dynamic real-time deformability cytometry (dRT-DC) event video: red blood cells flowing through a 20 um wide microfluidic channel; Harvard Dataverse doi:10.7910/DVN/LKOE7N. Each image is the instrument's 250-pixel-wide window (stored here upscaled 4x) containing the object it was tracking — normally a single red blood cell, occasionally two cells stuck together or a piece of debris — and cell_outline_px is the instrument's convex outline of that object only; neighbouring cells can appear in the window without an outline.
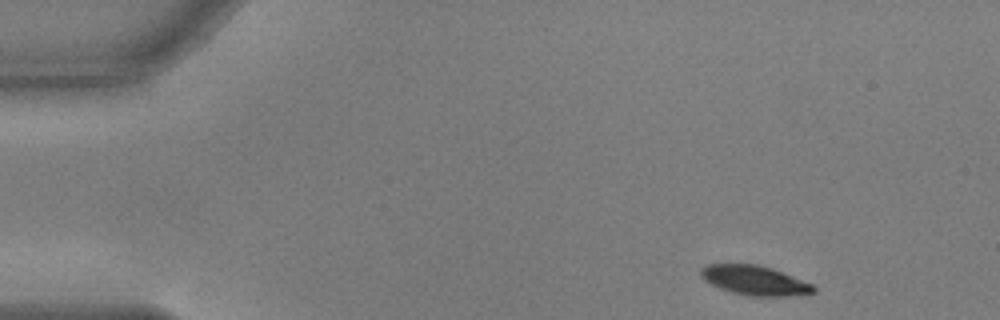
{"species": "common noctule bat (a hibernating species)", "species_latin": "Nyctalus noctula", "temperature_condition": "warm", "stored_images_in_passage": 50, "camera_frame_rate_fps": 3000, "um_per_image_px": 0.085, "animal": {"sex": "male", "body_mass_g": 17.9, "forearm_length_mm": 54.2}, "frame": {"image": 1, "passage_image": 1, "time_ms": 0.0, "image_size_px": [1000, 320], "cell_outline_px": [[816, 292], [788, 296], [752, 296], [732, 292], [720, 288], [704, 280], [700, 276], [700, 268], [708, 264], [756, 264], [772, 268], [812, 284], [816, 288]], "centroid_in_image_um": [64.13, 23.83], "position_along_channel_um": 20.9, "area_um2": 19.25}}
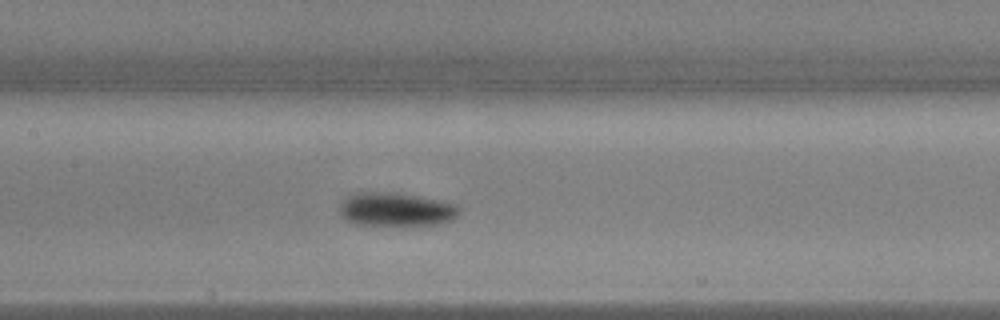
{"frame": {"image": 2, "passage_image": 21, "time_ms": 6.667, "image_size_px": [1000, 320], "cell_outline_px": [[460, 212], [452, 220], [440, 224], [356, 224], [344, 220], [340, 216], [340, 204], [348, 196], [356, 192], [396, 192], [456, 204], [460, 208]], "centroid_in_image_um": [33.63, 17.79], "position_along_channel_um": 173.8, "area_um2": 23.18}}
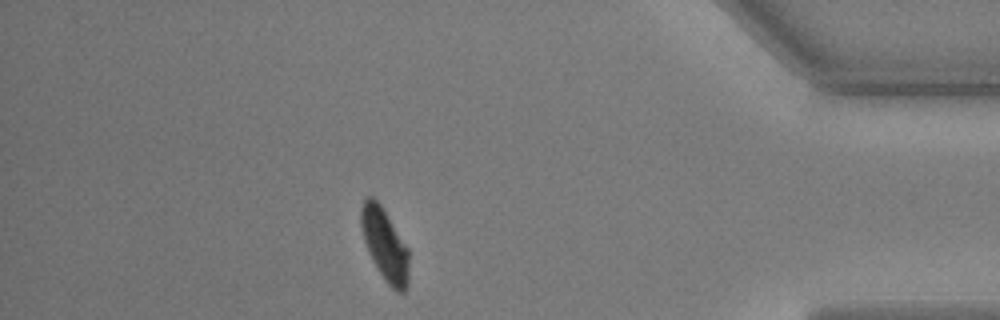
{"frame": {"image": 3, "passage_image": 43, "time_ms": 14.0, "image_size_px": [1000, 320], "cell_outline_px": [[408, 284], [404, 292], [396, 292], [384, 280], [372, 260], [368, 252], [364, 240], [360, 224], [360, 208], [364, 200], [368, 196], [372, 196], [380, 204], [408, 248]], "centroid_in_image_um": [32.69, 20.8], "position_along_channel_um": 402.5, "area_um2": 20.06}, "authors_computed_cell_mechanics": {"area_um2": 21.6172, "velocity_mm_per_s": 3.6458, "shape_relaxation_time_tau1_ms": 3.0277, "shape_relaxation_time_tau2_ms": null, "deformation_change_tau1": 0.152, "deformation_change_tau2": null}}